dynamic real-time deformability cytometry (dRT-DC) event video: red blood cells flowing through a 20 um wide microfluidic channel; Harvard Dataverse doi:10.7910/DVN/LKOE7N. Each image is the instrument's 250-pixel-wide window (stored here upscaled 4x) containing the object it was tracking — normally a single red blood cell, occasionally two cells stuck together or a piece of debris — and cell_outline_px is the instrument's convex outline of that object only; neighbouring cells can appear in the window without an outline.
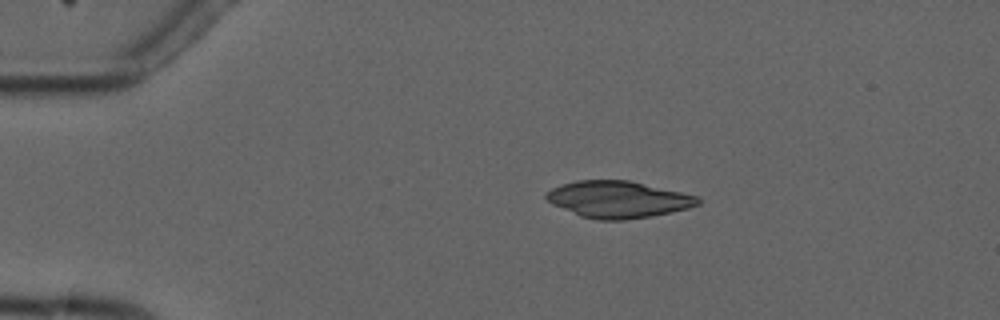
{"species": "common noctule bat (a hibernating species)", "species_latin": "Nyctalus noctula", "temperature_condition": "cold", "stored_images_in_passage": 3, "camera_frame_rate_fps": 3000, "um_per_image_px": 0.085, "animal": {"sex": "male", "forearm_length_mm": 52.5}, "frame": {"image": 1, "passage_image": 1, "time_ms": 0.0, "image_size_px": [1000, 320], "cell_outline_px": [[700, 204], [688, 208], [672, 212], [652, 216], [624, 220], [596, 220], [580, 216], [552, 204], [544, 196], [552, 188], [560, 184], [576, 180], [628, 180], [700, 196]], "centroid_in_image_um": [52.55, 16.95], "position_along_channel_um": 32.5, "area_um2": 32.6}}